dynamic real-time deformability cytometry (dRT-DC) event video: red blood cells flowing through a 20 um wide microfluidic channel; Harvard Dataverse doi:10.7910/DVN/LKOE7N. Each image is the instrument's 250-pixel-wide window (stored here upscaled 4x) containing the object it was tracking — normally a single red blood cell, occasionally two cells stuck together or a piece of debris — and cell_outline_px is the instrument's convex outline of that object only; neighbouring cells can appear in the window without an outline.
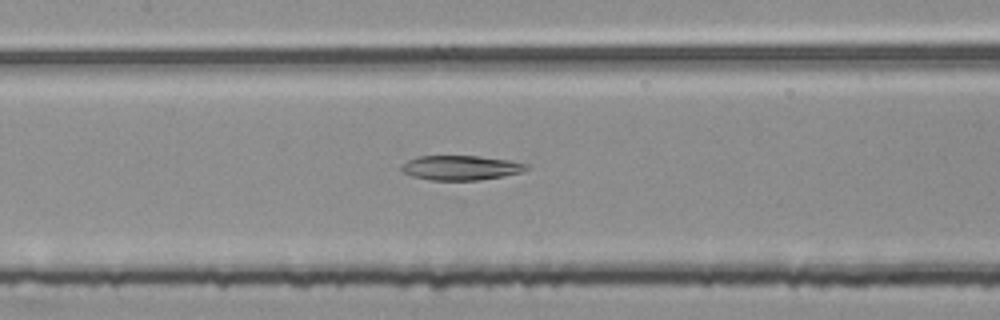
{"species": "common noctule bat (a hibernating species)", "species_latin": "Nyctalus noctula", "temperature_condition": "room temperature", "stored_images_in_passage": 55, "camera_frame_rate_fps": 3000, "um_per_image_px": 0.085, "animal": {"sex": "female", "body_mass_g": 25.1}, "frame": {"image": 1, "passage_image": 26, "time_ms": 8.333, "image_size_px": [1000, 320], "cell_outline_px": [[532, 168], [524, 172], [476, 180], [432, 180], [412, 176], [404, 172], [400, 168], [408, 160], [416, 156], [480, 156], [508, 160], [528, 164]], "centroid_in_image_um": [39.21, 14.25], "position_along_channel_um": 168.2, "area_um2": 17.86}}
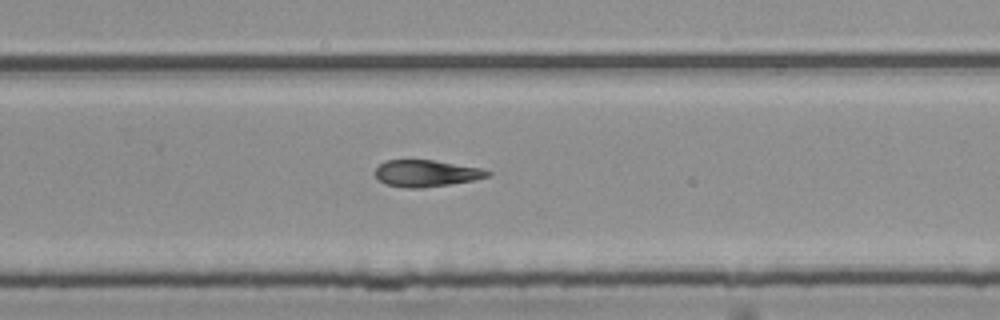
{"frame": {"image": 2, "passage_image": 36, "time_ms": 11.667, "image_size_px": [1000, 320], "cell_outline_px": [[492, 176], [476, 180], [420, 188], [408, 188], [384, 184], [372, 172], [384, 160], [432, 160], [480, 168], [492, 172]], "centroid_in_image_um": [36.22, 14.73], "position_along_channel_um": 293.6, "area_um2": 17.51}}
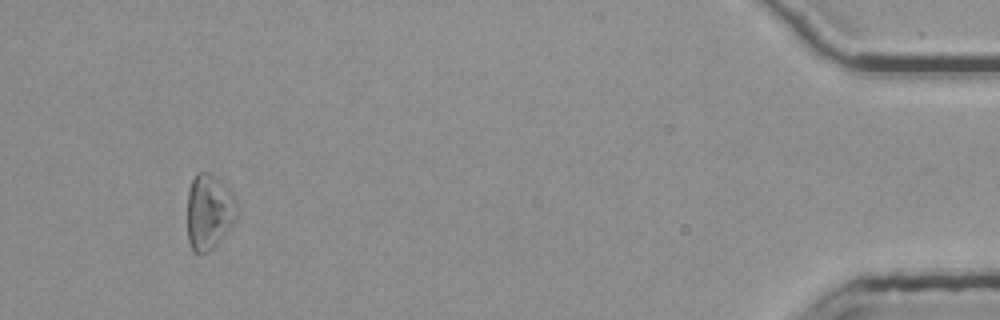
{"frame": {"image": 3, "passage_image": 52, "time_ms": 17.0, "image_size_px": [1000, 320], "cell_outline_px": [[240, 208], [236, 220], [220, 240], [208, 252], [192, 252], [188, 240], [188, 192], [192, 180], [196, 172], [208, 172], [220, 180], [232, 192]], "centroid_in_image_um": [17.8, 17.99], "position_along_channel_um": 417.4, "area_um2": 22.02}}